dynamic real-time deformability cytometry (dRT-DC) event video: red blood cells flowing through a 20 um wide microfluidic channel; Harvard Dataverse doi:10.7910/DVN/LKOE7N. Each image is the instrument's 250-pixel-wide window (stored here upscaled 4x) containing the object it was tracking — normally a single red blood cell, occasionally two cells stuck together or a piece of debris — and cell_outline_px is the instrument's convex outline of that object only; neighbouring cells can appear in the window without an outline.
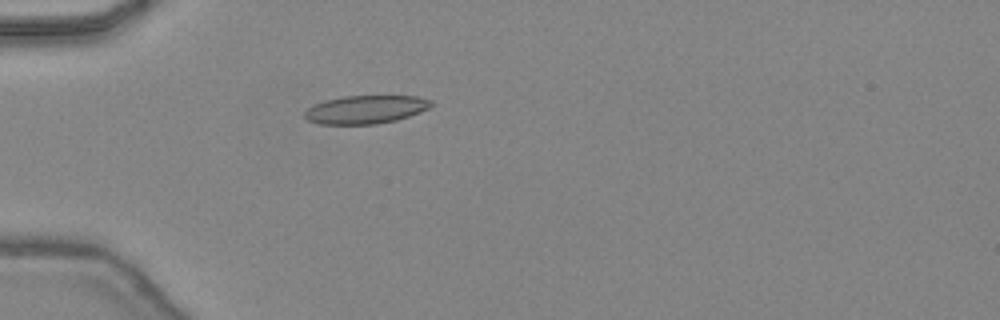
{"species": "common noctule bat (a hibernating species)", "species_latin": "Nyctalus noctula", "temperature_condition": "warm", "stored_images_in_passage": 34, "camera_frame_rate_fps": 3000, "um_per_image_px": 0.085, "animal": {"sex": "female", "body_mass_g": 24.6, "forearm_length_mm": 56.2}, "frame": {"image": 1, "passage_image": 2, "time_ms": 0.333, "image_size_px": [1000, 320], "cell_outline_px": [[432, 104], [428, 108], [420, 112], [396, 120], [376, 124], [320, 124], [308, 120], [304, 116], [304, 112], [312, 104], [344, 96], [416, 96], [432, 100]], "centroid_in_image_um": [31.07, 9.31], "position_along_channel_um": 53.9, "area_um2": 20.69}}
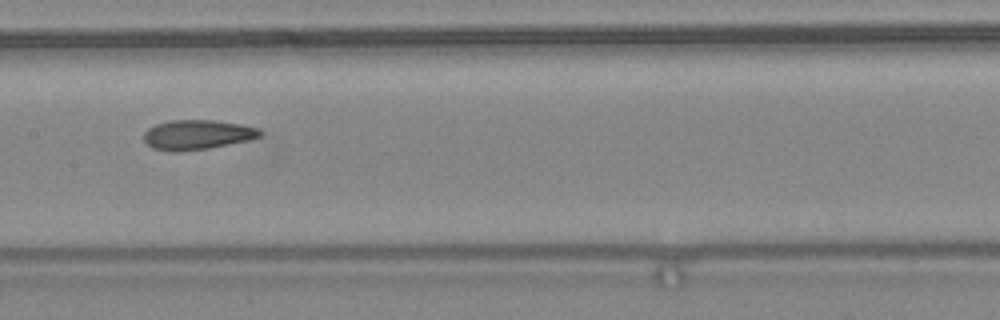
{"frame": {"image": 2, "passage_image": 12, "time_ms": 3.667, "image_size_px": [1000, 320], "cell_outline_px": [[264, 132], [260, 136], [248, 140], [208, 148], [176, 152], [152, 148], [144, 140], [144, 132], [148, 128], [156, 124], [168, 120], [216, 120], [240, 124], [256, 128]], "centroid_in_image_um": [16.74, 11.44], "position_along_channel_um": 190.7, "area_um2": 20.0}}
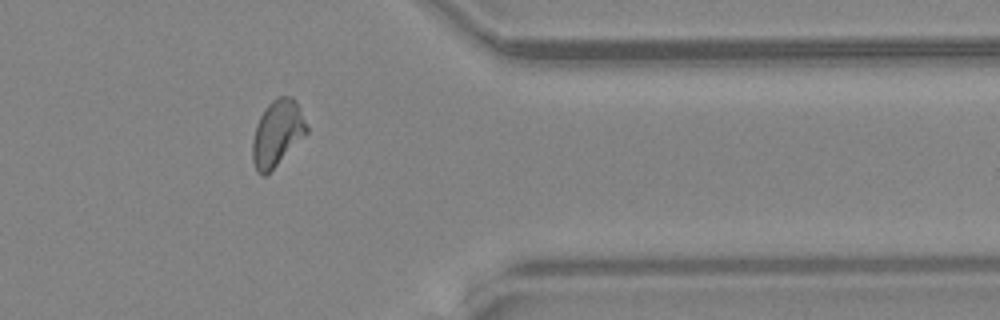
{"frame": {"image": 3, "passage_image": 26, "time_ms": 8.333, "image_size_px": [1000, 320], "cell_outline_px": [[308, 132], [264, 176], [256, 172], [252, 160], [252, 140], [256, 124], [264, 108], [276, 96], [292, 96], [296, 100], [308, 128]], "centroid_in_image_um": [23.54, 11.28], "position_along_channel_um": 387.9, "area_um2": 20.63}, "authors_computed_cell_mechanics": {"area_um2": 20.0855, "velocity_mm_per_s": 4.4848, "shape_relaxation_time_tau1_ms": 5.6816, "shape_relaxation_time_tau2_ms": 1.2581, "deformation_change_tau1": 0.1836, "deformation_change_tau2": 0.0721}}